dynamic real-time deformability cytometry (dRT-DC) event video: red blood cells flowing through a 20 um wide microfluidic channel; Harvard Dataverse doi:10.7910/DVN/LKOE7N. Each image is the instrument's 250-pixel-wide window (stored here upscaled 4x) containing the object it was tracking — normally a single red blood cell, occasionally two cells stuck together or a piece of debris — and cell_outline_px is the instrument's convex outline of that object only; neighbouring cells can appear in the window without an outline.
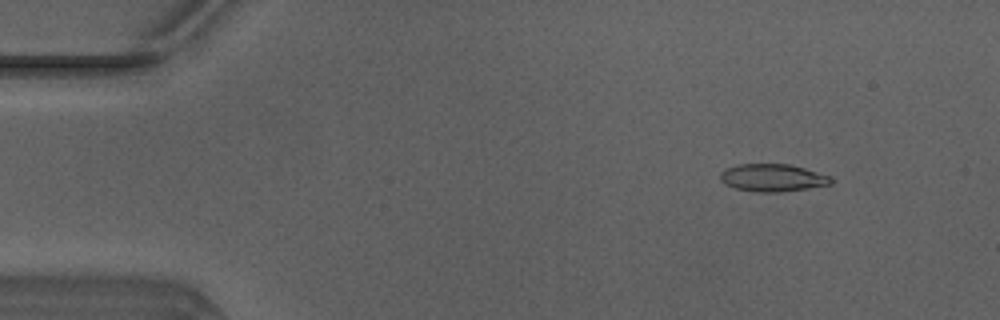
{"species": "Egyptian fruit bat (a non-hibernating species)", "species_latin": "Rousettus aegyptiacus", "temperature_condition": "warm", "stored_images_in_passage": 50, "camera_frame_rate_fps": 3000, "um_per_image_px": 0.085, "animal": {"sex": "male"}, "frame": {"image": 1, "passage_image": 6, "time_ms": 1.667, "image_size_px": [1000, 320], "cell_outline_px": [[832, 184], [808, 188], [780, 192], [756, 192], [736, 188], [724, 184], [720, 180], [720, 172], [736, 164], [788, 164], [804, 168], [832, 176]], "centroid_in_image_um": [65.67, 15.11], "position_along_channel_um": 19.3, "area_um2": 17.8}}
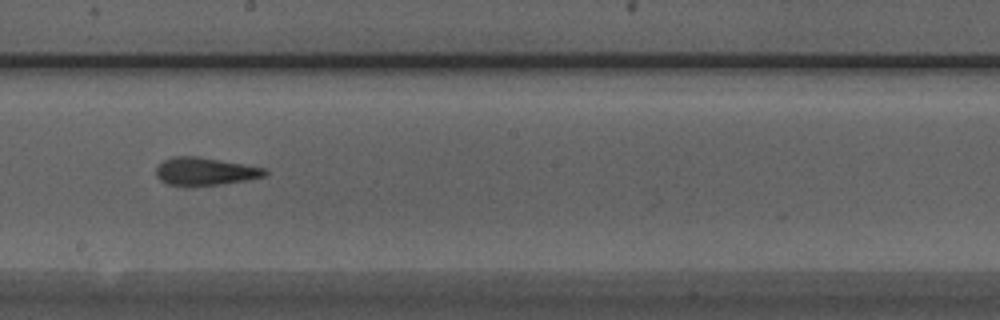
{"frame": {"image": 2, "passage_image": 28, "time_ms": 9.0, "image_size_px": [1000, 320], "cell_outline_px": [[268, 172], [264, 176], [244, 180], [220, 184], [168, 184], [160, 180], [156, 176], [156, 168], [164, 160], [172, 156], [200, 156], [244, 164], [264, 168]], "centroid_in_image_um": [17.41, 14.53], "position_along_channel_um": 230.8, "area_um2": 17.17}}
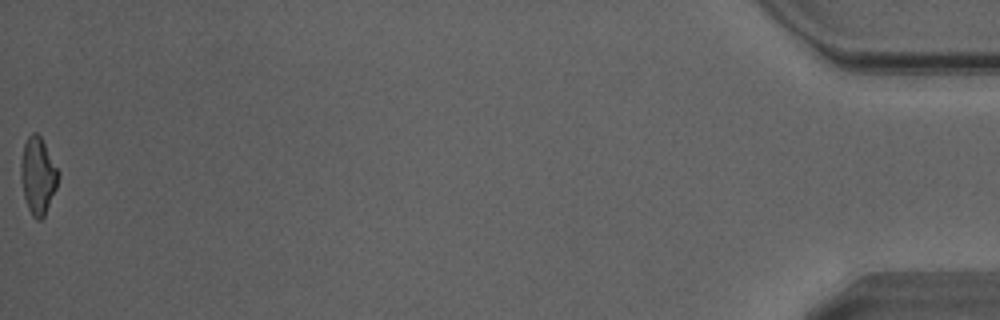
{"frame": {"image": 3, "passage_image": 50, "time_ms": 16.333, "image_size_px": [1000, 320], "cell_outline_px": [[60, 176], [56, 188], [44, 216], [40, 220], [36, 220], [32, 216], [28, 208], [24, 196], [20, 176], [20, 160], [24, 144], [28, 136], [32, 132], [36, 132], [40, 136], [60, 172]], "centroid_in_image_um": [3.22, 14.93], "position_along_channel_um": 432.0, "area_um2": 16.82}, "authors_computed_cell_mechanics": {"area_um2": 17.8891, "velocity_mm_per_s": 4.1616, "shape_relaxation_time_tau1_ms": 6.6683, "shape_relaxation_time_tau2_ms": 2.5095, "deformation_change_tau1": 0.2122, "deformation_change_tau2": 0.1249}}